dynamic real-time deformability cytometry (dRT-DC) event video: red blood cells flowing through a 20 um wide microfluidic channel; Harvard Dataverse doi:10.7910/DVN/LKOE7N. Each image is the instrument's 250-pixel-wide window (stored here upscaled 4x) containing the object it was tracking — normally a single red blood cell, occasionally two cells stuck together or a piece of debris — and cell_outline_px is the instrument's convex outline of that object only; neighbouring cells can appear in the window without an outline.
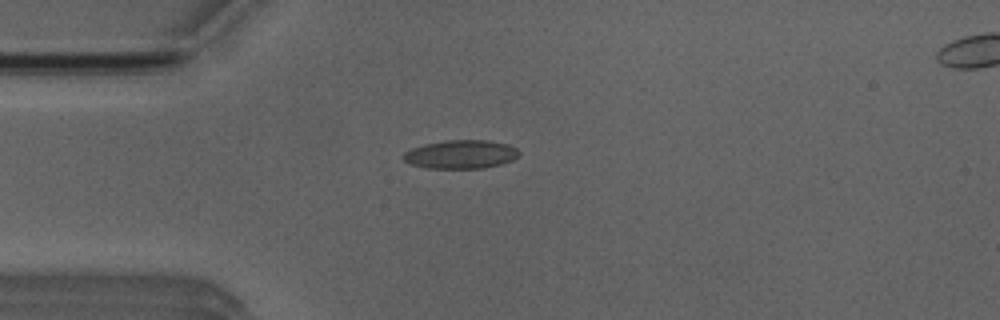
{"species": "Egyptian fruit bat (a non-hibernating species)", "species_latin": "Rousettus aegyptiacus", "temperature_condition": "room temperature", "stored_images_in_passage": 5, "camera_frame_rate_fps": 3000, "um_per_image_px": 0.085, "animal": {"sex": "male"}, "frame": {"image": 1, "passage_image": 4, "time_ms": 3.333, "image_size_px": [1000, 320], "cell_outline_px": [[520, 152], [512, 160], [500, 164], [484, 168], [428, 168], [412, 164], [404, 160], [404, 152], [412, 148], [424, 144], [444, 140], [488, 140], [508, 144], [516, 148]], "centroid_in_image_um": [39.18, 13.11], "position_along_channel_um": 45.8, "area_um2": 19.13}}